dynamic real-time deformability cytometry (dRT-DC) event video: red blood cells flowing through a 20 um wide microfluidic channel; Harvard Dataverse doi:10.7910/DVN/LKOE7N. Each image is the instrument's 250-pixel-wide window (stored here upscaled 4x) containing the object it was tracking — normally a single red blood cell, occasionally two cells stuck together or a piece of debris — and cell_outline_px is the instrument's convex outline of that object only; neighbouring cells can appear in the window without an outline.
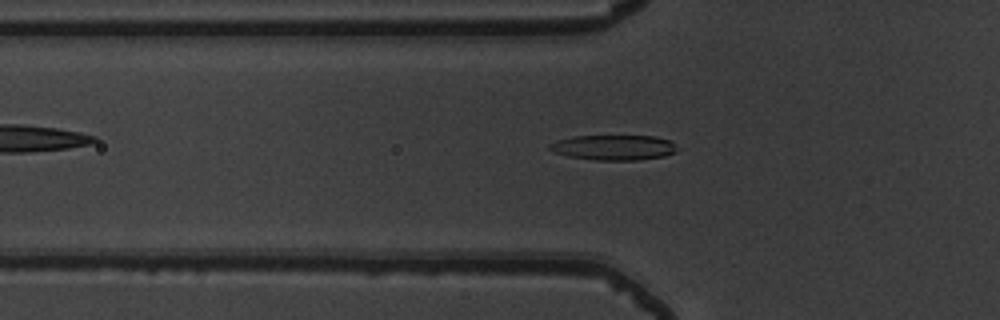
{"species": "common noctule bat (a hibernating species)", "species_latin": "Nyctalus noctula", "temperature_condition": "warm", "stored_images_in_passage": 52, "camera_frame_rate_fps": 3000, "um_per_image_px": 0.085, "animal": {"sex": "male", "body_mass_g": 19.5, "forearm_length_mm": 54.6}, "frame": {"image": 1, "passage_image": 18, "time_ms": 5.667, "image_size_px": [1000, 320], "cell_outline_px": [[676, 152], [664, 156], [636, 160], [596, 160], [568, 156], [556, 152], [548, 148], [548, 144], [556, 140], [572, 136], [656, 136], [672, 140]], "centroid_in_image_um": [52.15, 12.53], "position_along_channel_um": 73.6, "area_um2": 18.67}}
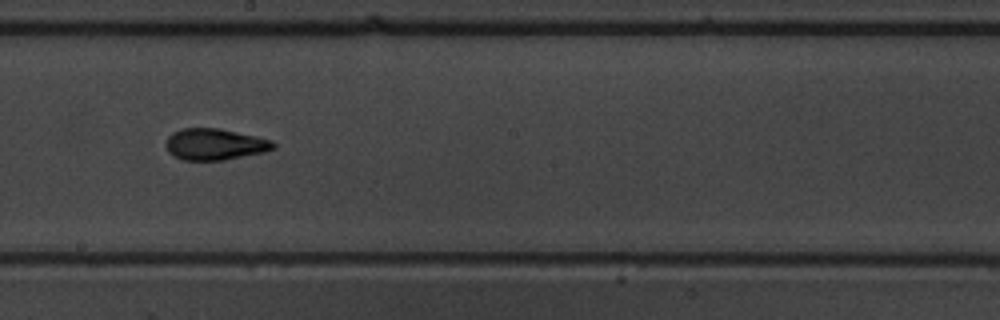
{"frame": {"image": 2, "passage_image": 30, "time_ms": 9.667, "image_size_px": [1000, 320], "cell_outline_px": [[276, 148], [264, 152], [224, 160], [184, 160], [168, 152], [168, 136], [172, 132], [180, 128], [220, 128], [256, 136], [272, 140], [276, 144]], "centroid_in_image_um": [18.3, 12.25], "position_along_channel_um": 229.9, "area_um2": 19.59}}
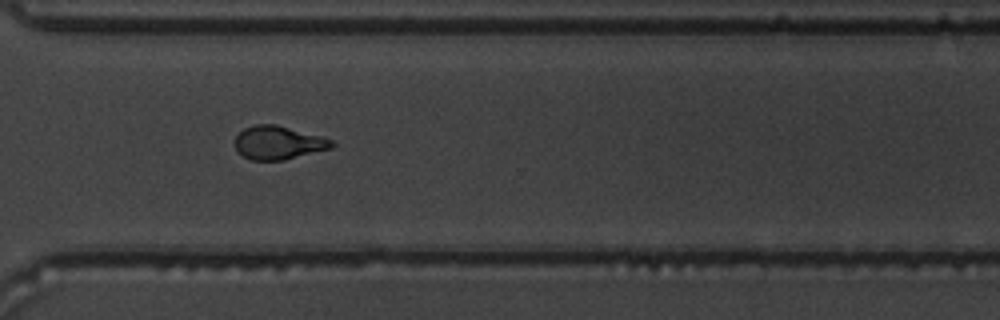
{"frame": {"image": 3, "passage_image": 39, "time_ms": 12.667, "image_size_px": [1000, 320], "cell_outline_px": [[336, 144], [332, 148], [284, 160], [252, 160], [236, 152], [232, 140], [244, 128], [256, 124], [276, 124], [324, 136], [332, 140]], "centroid_in_image_um": [23.65, 12.12], "position_along_channel_um": 347.0, "area_um2": 19.25}, "authors_computed_cell_mechanics": {"area_um2": 19.2185, "velocity_mm_per_s": 3.9075, "shape_relaxation_time_tau1_ms": 4.3659, "shape_relaxation_time_tau2_ms": 1.1763, "deformation_change_tau1": 0.191, "deformation_change_tau2": 0.0725}}